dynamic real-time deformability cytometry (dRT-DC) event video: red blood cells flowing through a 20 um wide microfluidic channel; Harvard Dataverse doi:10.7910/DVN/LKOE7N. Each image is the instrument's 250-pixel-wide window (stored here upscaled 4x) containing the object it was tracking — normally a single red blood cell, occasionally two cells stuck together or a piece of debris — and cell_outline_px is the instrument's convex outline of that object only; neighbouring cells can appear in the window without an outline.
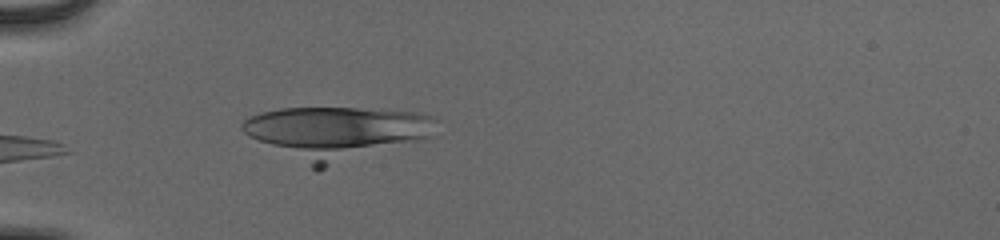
{"species": "human", "species_latin": "Homo sapiens", "temperature_condition": "cold", "stored_images_in_passage": 40, "camera_frame_rate_fps": 3000, "um_per_image_px": 0.085, "donor": {"sex": "male"}, "frame": {"image": 1, "passage_image": 4, "time_ms": 1.0, "image_size_px": [1000, 240], "cell_outline_px": [[436, 120], [432, 136], [316, 172], [248, 136], [240, 128], [240, 124], [244, 120], [260, 112], [280, 108], [356, 108], [416, 112], [432, 116]], "centroid_in_image_um": [28.53, 11.3], "position_along_channel_um": 56.5, "area_um2": 59.65}}
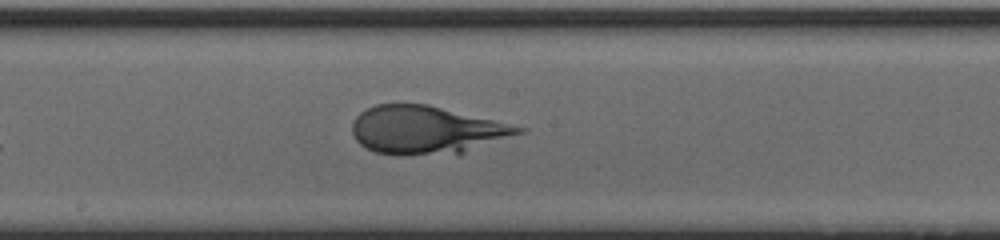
{"frame": {"image": 2, "passage_image": 17, "time_ms": 5.333, "image_size_px": [1000, 240], "cell_outline_px": [[528, 128], [524, 132], [464, 152], [400, 156], [396, 156], [376, 152], [360, 144], [356, 140], [352, 132], [352, 124], [356, 116], [360, 112], [376, 104], [428, 104]], "centroid_in_image_um": [36.21, 11.04], "position_along_channel_um": 212.0, "area_um2": 46.3}}
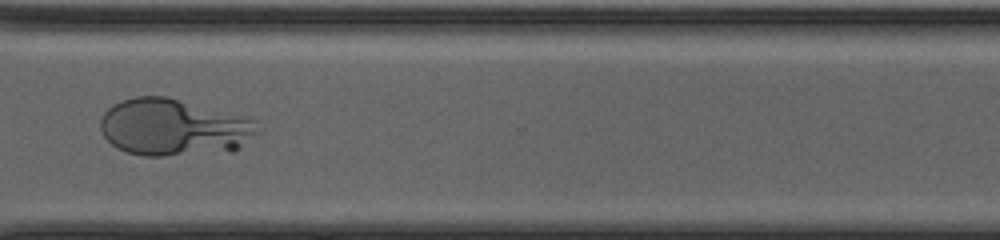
{"frame": {"image": 3, "passage_image": 28, "time_ms": 9.0, "image_size_px": [1000, 240], "cell_outline_px": [[260, 128], [256, 132], [232, 152], [164, 156], [144, 156], [128, 152], [116, 148], [104, 136], [100, 128], [100, 120], [104, 112], [112, 104], [136, 96], [168, 96], [244, 116], [252, 120]], "centroid_in_image_um": [14.72, 10.83], "position_along_channel_um": 355.9, "area_um2": 52.19}}